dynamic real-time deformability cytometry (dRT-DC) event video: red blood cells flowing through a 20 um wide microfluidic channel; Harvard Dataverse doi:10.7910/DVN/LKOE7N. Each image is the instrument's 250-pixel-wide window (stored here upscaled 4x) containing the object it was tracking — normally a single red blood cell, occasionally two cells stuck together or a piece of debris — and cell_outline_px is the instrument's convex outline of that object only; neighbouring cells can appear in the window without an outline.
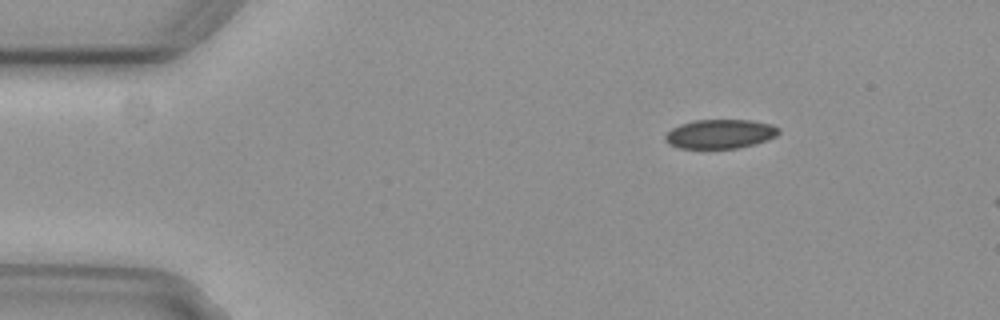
{"species": "common noctule bat (a hibernating species)", "species_latin": "Nyctalus noctula", "temperature_condition": "cold", "stored_images_in_passage": 5, "segment_of_instrument_passage": [1, 2], "camera_frame_rate_fps": 3000, "um_per_image_px": 0.085, "animal": {"sex": "female", "body_mass_g": 29.2, "forearm_length_mm": 56.3}, "frame": {"image": 1, "passage_image": 3, "time_ms": 0.667, "image_size_px": [1000, 320], "cell_outline_px": [[780, 132], [776, 136], [768, 140], [756, 144], [736, 148], [680, 148], [668, 144], [664, 140], [664, 136], [672, 128], [680, 124], [696, 120], [752, 120], [772, 124], [780, 128]], "centroid_in_image_um": [61.23, 11.38], "position_along_channel_um": 23.8, "area_um2": 19.42}}